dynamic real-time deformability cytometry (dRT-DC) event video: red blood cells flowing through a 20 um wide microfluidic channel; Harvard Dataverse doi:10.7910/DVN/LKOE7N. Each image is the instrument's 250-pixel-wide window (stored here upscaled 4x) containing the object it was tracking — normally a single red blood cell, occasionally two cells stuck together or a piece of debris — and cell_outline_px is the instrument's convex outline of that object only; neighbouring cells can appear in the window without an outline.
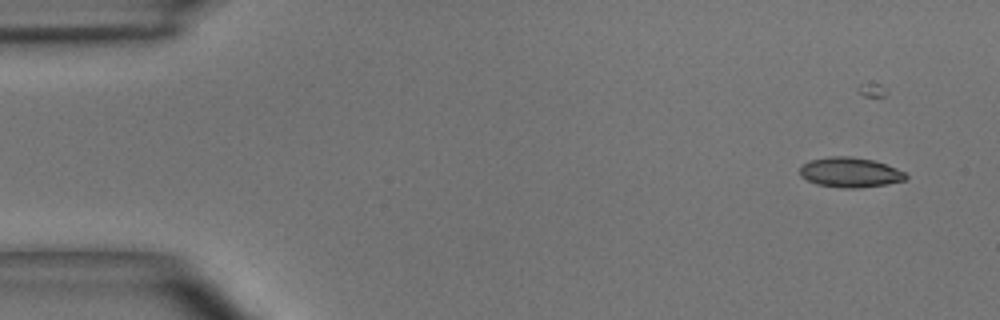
{"species": "common noctule bat (a hibernating species)", "species_latin": "Nyctalus noctula", "temperature_condition": "room temperature", "stored_images_in_passage": 4, "camera_frame_rate_fps": 3000, "um_per_image_px": 0.085, "animal": {"sex": "male", "body_mass_g": 15.6}, "frame": {"image": 1, "passage_image": 1, "time_ms": 0.0, "image_size_px": [1000, 320], "cell_outline_px": [[908, 176], [904, 180], [884, 184], [860, 188], [840, 188], [816, 184], [800, 176], [800, 168], [808, 160], [828, 156], [852, 156], [872, 160], [896, 168], [904, 172]], "centroid_in_image_um": [72.21, 14.65], "position_along_channel_um": 12.8, "area_um2": 18.44}}
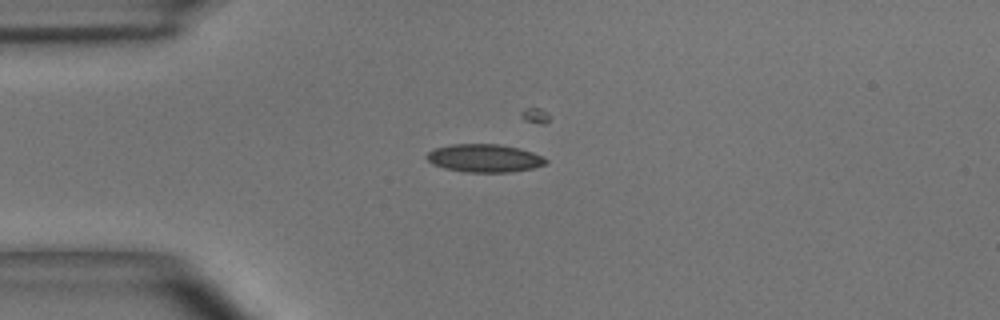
{"frame": {"image": 2, "passage_image": 3, "time_ms": 0.667, "image_size_px": [1000, 320], "cell_outline_px": [[548, 164], [532, 168], [512, 172], [468, 172], [444, 168], [432, 164], [424, 156], [428, 152], [436, 148], [452, 144], [500, 144], [520, 148], [532, 152], [548, 160]], "centroid_in_image_um": [41.18, 13.44], "position_along_channel_um": 43.8, "area_um2": 19.48}}